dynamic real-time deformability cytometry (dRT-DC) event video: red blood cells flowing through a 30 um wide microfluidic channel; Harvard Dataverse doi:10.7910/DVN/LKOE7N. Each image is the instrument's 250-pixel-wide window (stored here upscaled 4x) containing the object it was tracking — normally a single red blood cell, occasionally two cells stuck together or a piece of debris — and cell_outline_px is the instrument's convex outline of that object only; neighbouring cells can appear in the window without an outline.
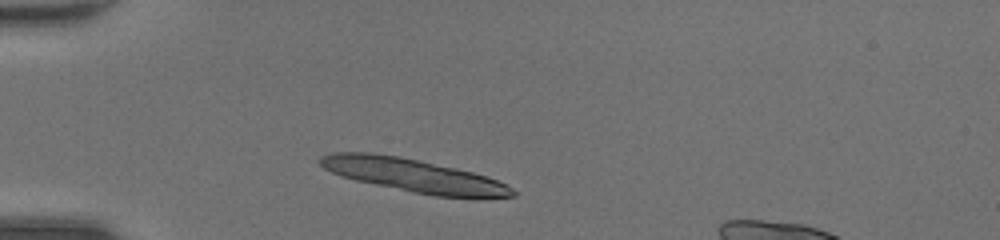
{"species": "common noctule bat (a hibernating species)", "species_latin": "Nyctalus noctula", "temperature_condition": "room temperature", "stored_images_in_passage": 37, "segment_of_instrument_passage": [1, 2], "camera_frame_rate_fps": 3000, "um_per_image_px": 0.085, "animal": {"sex": "female", "body_mass_g": 20.0, "forearm_length_mm": 54.0}, "frame": {"image": 1, "passage_image": 3, "time_ms": 0.667, "image_size_px": [1000, 240], "cell_outline_px": [[516, 196], [436, 196], [412, 192], [356, 180], [340, 176], [324, 168], [316, 160], [320, 156], [332, 152], [372, 152], [400, 156], [456, 168], [472, 172], [496, 180], [512, 188], [516, 192]], "centroid_in_image_um": [35.03, 14.87], "position_along_channel_um": 50.0, "area_um2": 36.65}}